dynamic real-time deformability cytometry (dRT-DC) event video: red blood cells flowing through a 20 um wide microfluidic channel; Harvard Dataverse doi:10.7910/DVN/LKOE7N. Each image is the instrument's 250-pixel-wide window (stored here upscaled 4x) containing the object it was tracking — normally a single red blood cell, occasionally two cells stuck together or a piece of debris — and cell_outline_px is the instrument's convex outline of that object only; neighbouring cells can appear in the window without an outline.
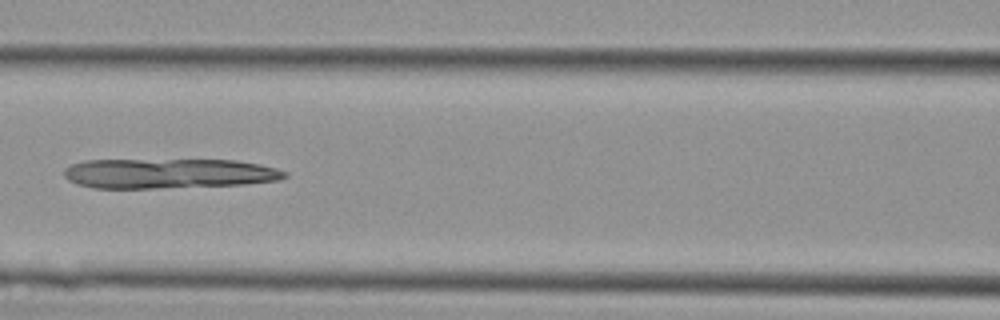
{"species": "Egyptian fruit bat (a non-hibernating species)", "species_latin": "Rousettus aegyptiacus", "temperature_condition": "cold", "stored_images_in_passage": 43, "camera_frame_rate_fps": 3000, "um_per_image_px": 0.085, "animal": {"sex": "female"}, "frame": {"image": 1, "passage_image": 19, "time_ms": 6.0, "image_size_px": [1000, 320], "cell_outline_px": [[288, 176], [280, 180], [244, 184], [152, 188], [96, 188], [76, 184], [68, 180], [64, 176], [64, 168], [72, 164], [84, 160], [236, 160], [260, 164], [276, 168], [288, 172]], "centroid_in_image_um": [14.34, 14.74], "position_along_channel_um": 152.3, "area_um2": 38.49}}
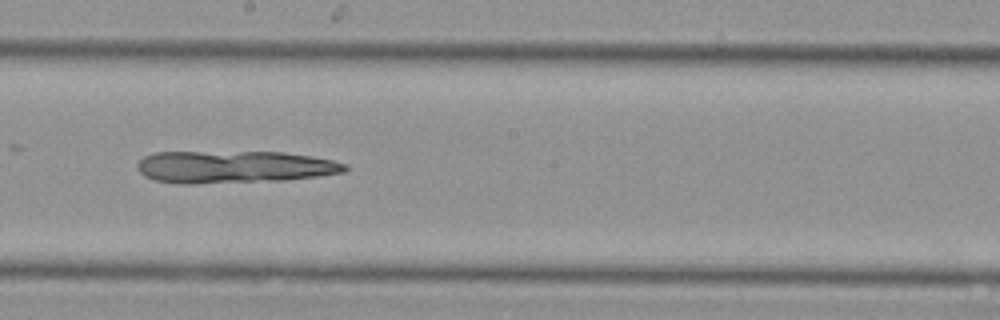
{"frame": {"image": 2, "passage_image": 24, "time_ms": 7.667, "image_size_px": [1000, 320], "cell_outline_px": [[348, 168], [344, 172], [316, 176], [284, 180], [196, 184], [180, 184], [152, 180], [144, 176], [136, 168], [136, 164], [144, 156], [152, 152], [284, 152], [312, 156], [332, 160], [348, 164]], "centroid_in_image_um": [19.85, 14.19], "position_along_channel_um": 228.4, "area_um2": 39.48}}
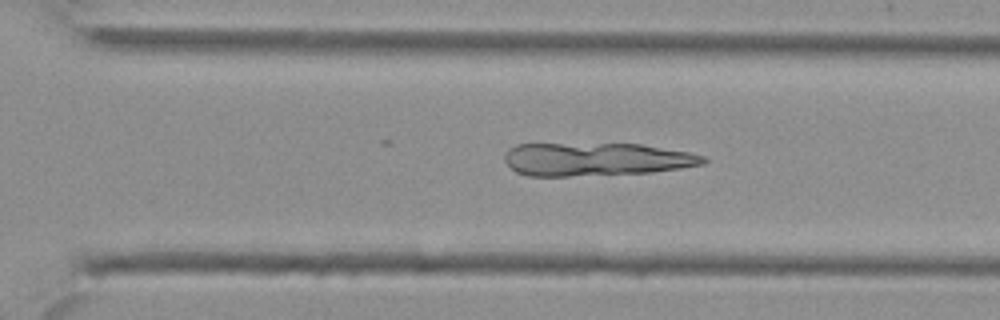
{"frame": {"image": 3, "passage_image": 30, "time_ms": 9.667, "image_size_px": [1000, 320], "cell_outline_px": [[708, 160], [704, 164], [680, 168], [652, 172], [568, 176], [528, 176], [516, 172], [504, 160], [504, 156], [508, 148], [516, 144], [640, 144], [688, 152], [704, 156]], "centroid_in_image_um": [50.64, 13.54], "position_along_channel_um": 320.0, "area_um2": 38.26}}